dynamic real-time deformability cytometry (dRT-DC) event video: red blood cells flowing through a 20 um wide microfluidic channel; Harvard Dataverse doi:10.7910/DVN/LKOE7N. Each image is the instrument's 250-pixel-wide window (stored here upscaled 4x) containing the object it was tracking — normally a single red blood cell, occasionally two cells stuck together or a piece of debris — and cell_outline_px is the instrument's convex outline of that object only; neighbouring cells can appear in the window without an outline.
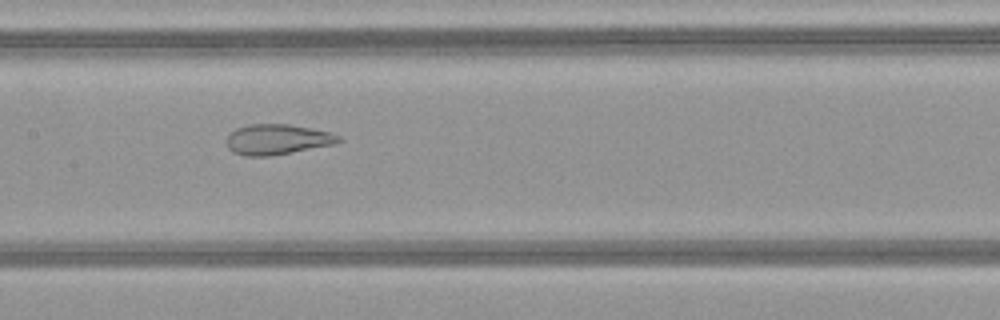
{"species": "common noctule bat (a hibernating species)", "species_latin": "Nyctalus noctula", "temperature_condition": "warm", "stored_images_in_passage": 46, "camera_frame_rate_fps": 3000, "um_per_image_px": 0.085, "animal": {"sex": "female", "body_mass_g": 21.9}, "frame": {"image": 1, "passage_image": 21, "time_ms": 6.667, "image_size_px": [1000, 320], "cell_outline_px": [[344, 140], [336, 144], [268, 156], [244, 156], [232, 152], [228, 148], [228, 136], [236, 128], [248, 124], [288, 124], [312, 128], [328, 132], [340, 136]], "centroid_in_image_um": [23.59, 11.85], "position_along_channel_um": 183.8, "area_um2": 19.77}}
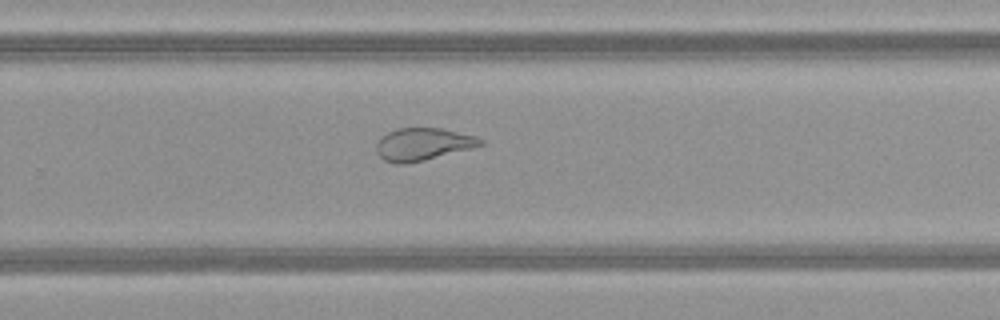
{"frame": {"image": 2, "passage_image": 29, "time_ms": 9.333, "image_size_px": [1000, 320], "cell_outline_px": [[484, 144], [472, 148], [424, 160], [404, 164], [396, 164], [384, 160], [376, 152], [376, 144], [380, 136], [396, 128], [444, 128], [476, 136], [484, 140]], "centroid_in_image_um": [35.94, 12.25], "position_along_channel_um": 293.9, "area_um2": 19.83}}
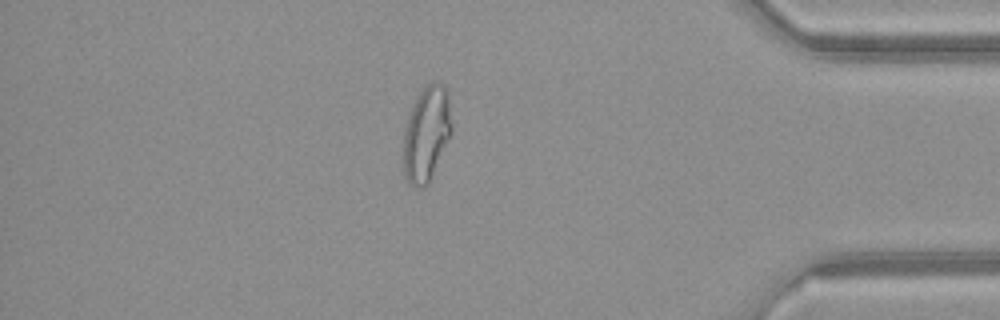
{"frame": {"image": 3, "passage_image": 39, "time_ms": 12.667, "image_size_px": [1000, 320], "cell_outline_px": [[452, 132], [428, 184], [424, 188], [416, 188], [408, 184], [404, 176], [404, 128], [412, 104], [416, 96], [428, 84], [440, 80], [448, 88], [452, 124]], "centroid_in_image_um": [36.26, 11.35], "position_along_channel_um": 398.9, "area_um2": 27.17}, "authors_computed_cell_mechanics": {"area_um2": 26.1834, "velocity_mm_per_s": 4.1382, "shape_relaxation_time_tau1_ms": null, "shape_relaxation_time_tau2_ms": 1.0704, "deformation_change_tau1": null, "deformation_change_tau2": 0.085}}